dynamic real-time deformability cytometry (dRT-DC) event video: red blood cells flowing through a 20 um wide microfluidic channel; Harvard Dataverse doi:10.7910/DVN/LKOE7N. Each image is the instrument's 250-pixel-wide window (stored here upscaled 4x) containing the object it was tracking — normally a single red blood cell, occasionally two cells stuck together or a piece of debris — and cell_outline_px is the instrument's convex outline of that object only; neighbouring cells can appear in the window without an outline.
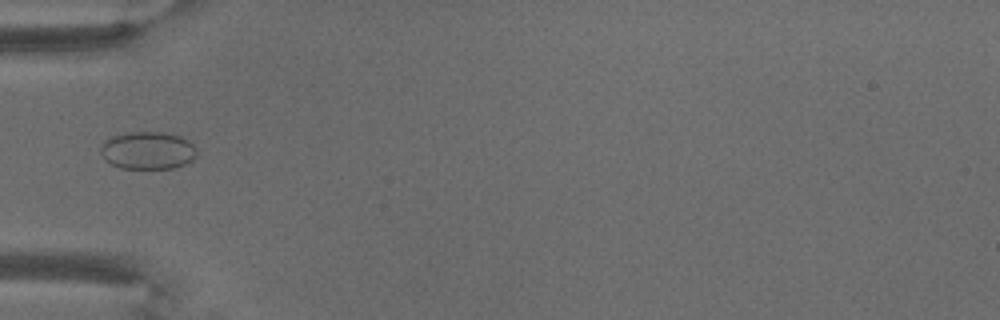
{"species": "common noctule bat (a hibernating species)", "species_latin": "Nyctalus noctula", "temperature_condition": "warm", "stored_images_in_passage": 3, "camera_frame_rate_fps": 3000, "um_per_image_px": 0.085, "animal": {"sex": "male", "body_mass_g": 18.8}, "frame": {"image": 1, "passage_image": 1, "time_ms": 0.0, "image_size_px": [1000, 320], "cell_outline_px": [[196, 156], [192, 160], [184, 164], [172, 168], [120, 168], [104, 160], [100, 152], [100, 144], [104, 140], [112, 136], [132, 132], [164, 132], [180, 136], [188, 140], [196, 148]], "centroid_in_image_um": [12.53, 12.78], "position_along_channel_um": 72.5, "area_um2": 21.15}}